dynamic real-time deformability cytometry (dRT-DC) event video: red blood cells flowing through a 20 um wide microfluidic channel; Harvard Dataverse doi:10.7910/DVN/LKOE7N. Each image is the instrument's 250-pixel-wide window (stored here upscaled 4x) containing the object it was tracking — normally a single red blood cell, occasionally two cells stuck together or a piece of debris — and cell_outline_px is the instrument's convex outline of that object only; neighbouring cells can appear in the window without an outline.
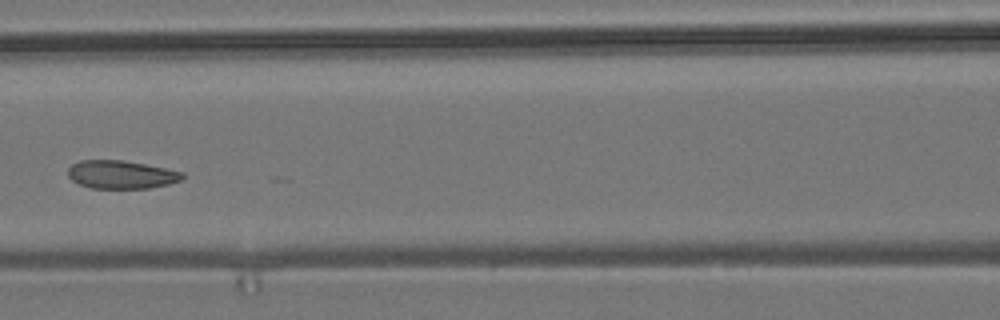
{"species": "common noctule bat (a hibernating species)", "species_latin": "Nyctalus noctula", "temperature_condition": "room temperature", "stored_images_in_passage": 7, "camera_frame_rate_fps": 3000, "um_per_image_px": 0.085, "animal": {"sex": "male", "body_mass_g": 19.2, "forearm_length_mm": 51.8}, "frame": {"image": 1, "passage_image": 6, "time_ms": 6.0, "image_size_px": [1000, 320], "cell_outline_px": [[184, 176], [180, 180], [168, 184], [148, 188], [92, 188], [80, 184], [72, 180], [68, 176], [68, 168], [72, 164], [80, 160], [120, 160], [144, 164], [184, 172]], "centroid_in_image_um": [10.28, 14.83], "position_along_channel_um": 156.3, "area_um2": 18.61}}
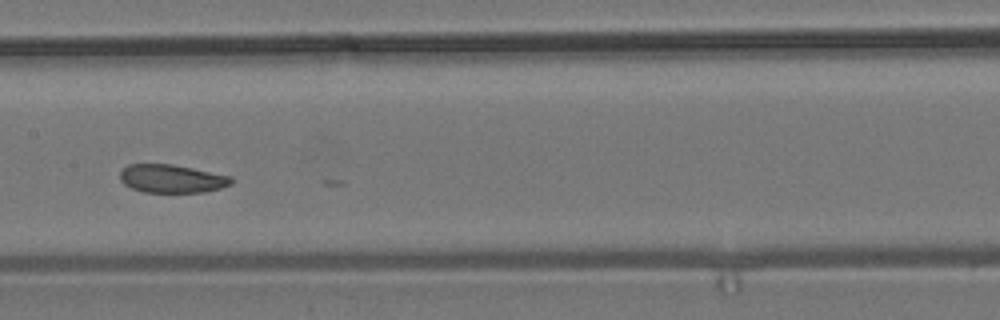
{"frame": {"image": 2, "passage_image": 7, "time_ms": 7.0, "image_size_px": [1000, 320], "cell_outline_px": [[232, 184], [220, 188], [204, 192], [144, 192], [132, 188], [124, 184], [120, 180], [120, 172], [128, 164], [172, 164], [232, 176]], "centroid_in_image_um": [14.6, 15.18], "position_along_channel_um": 192.8, "area_um2": 18.26}}